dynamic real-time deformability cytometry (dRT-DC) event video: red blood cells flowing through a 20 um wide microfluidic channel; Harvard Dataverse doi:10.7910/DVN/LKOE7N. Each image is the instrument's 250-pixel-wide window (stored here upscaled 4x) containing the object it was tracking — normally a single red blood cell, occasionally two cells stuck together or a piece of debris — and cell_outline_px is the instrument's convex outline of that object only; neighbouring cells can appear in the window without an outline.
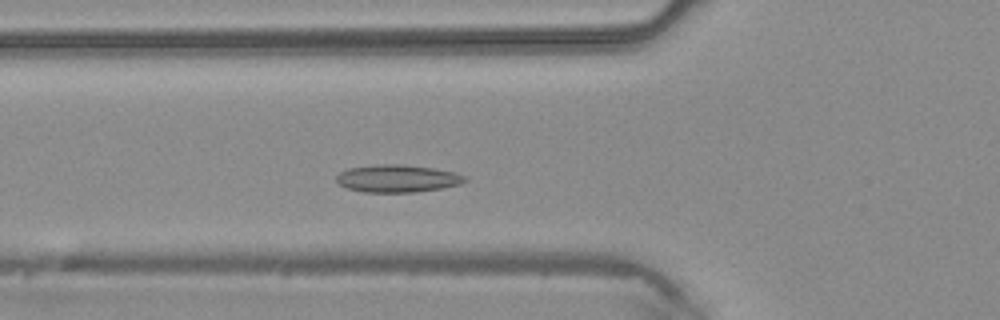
{"species": "common noctule bat (a hibernating species)", "species_latin": "Nyctalus noctula", "temperature_condition": "warm", "stored_images_in_passage": 33, "camera_frame_rate_fps": 3000, "um_per_image_px": 0.085, "animal": {"sex": "male", "body_mass_g": 20.4}, "frame": {"image": 1, "passage_image": 10, "time_ms": 3.0, "image_size_px": [1000, 320], "cell_outline_px": [[468, 180], [460, 184], [440, 188], [412, 192], [364, 192], [348, 188], [340, 184], [336, 180], [336, 176], [340, 172], [348, 168], [376, 164], [404, 164], [432, 168], [456, 172], [464, 176]], "centroid_in_image_um": [33.77, 15.16], "position_along_channel_um": 92.0, "area_um2": 20.52}}
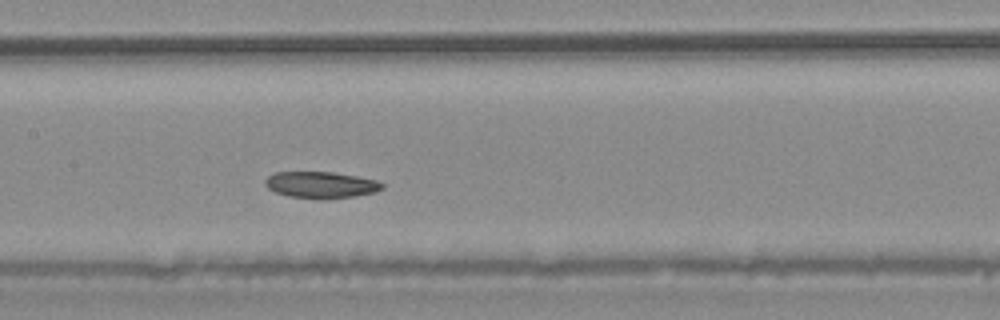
{"frame": {"image": 2, "passage_image": 16, "time_ms": 5.0, "image_size_px": [1000, 320], "cell_outline_px": [[384, 188], [376, 192], [356, 196], [320, 200], [288, 196], [276, 192], [268, 188], [264, 184], [264, 180], [268, 176], [276, 172], [332, 172], [356, 176], [376, 180], [384, 184]], "centroid_in_image_um": [27.29, 15.72], "position_along_channel_um": 180.1, "area_um2": 18.26}}
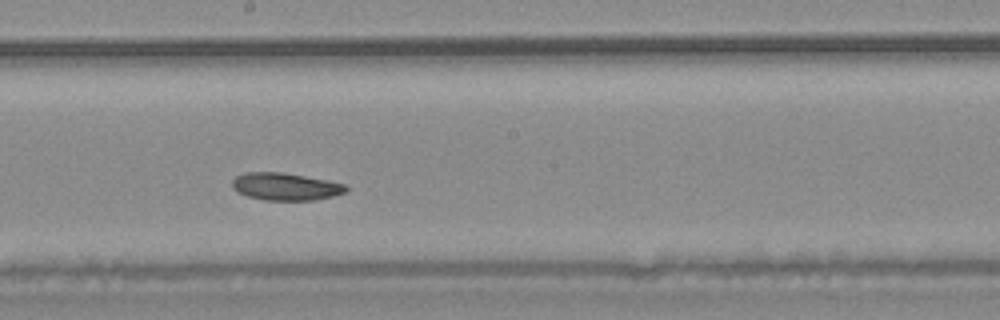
{"frame": {"image": 3, "passage_image": 19, "time_ms": 6.0, "image_size_px": [1000, 320], "cell_outline_px": [[348, 188], [344, 192], [332, 196], [316, 200], [264, 200], [248, 196], [236, 192], [232, 188], [232, 180], [236, 176], [244, 172], [280, 172], [328, 180], [344, 184]], "centroid_in_image_um": [24.22, 15.86], "position_along_channel_um": 224.0, "area_um2": 18.15}}